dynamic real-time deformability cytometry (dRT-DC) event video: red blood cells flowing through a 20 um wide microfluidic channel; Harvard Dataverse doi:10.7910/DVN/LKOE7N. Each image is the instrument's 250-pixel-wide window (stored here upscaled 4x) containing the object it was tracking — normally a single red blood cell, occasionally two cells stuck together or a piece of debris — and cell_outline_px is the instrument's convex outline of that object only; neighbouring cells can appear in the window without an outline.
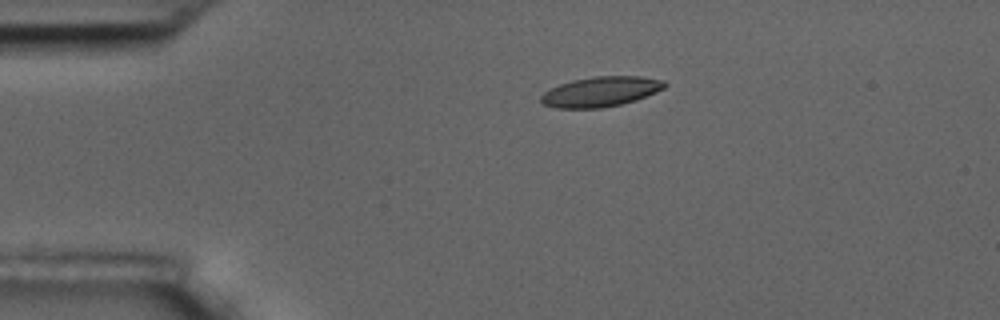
{"species": "common noctule bat (a hibernating species)", "species_latin": "Nyctalus noctula", "temperature_condition": "room temperature", "stored_images_in_passage": 47, "camera_frame_rate_fps": 3000, "um_per_image_px": 0.085, "animal": {"sex": "male", "body_mass_g": 17.5, "forearm_length_mm": 52.3}, "frame": {"image": 1, "passage_image": 1, "time_ms": 0.0, "image_size_px": [1000, 320], "cell_outline_px": [[668, 84], [664, 88], [656, 92], [636, 100], [620, 104], [600, 108], [556, 108], [544, 104], [540, 100], [540, 96], [544, 92], [560, 84], [572, 80], [596, 76], [640, 76], [664, 80]], "centroid_in_image_um": [51.08, 7.78], "position_along_channel_um": 33.9, "area_um2": 21.56}}
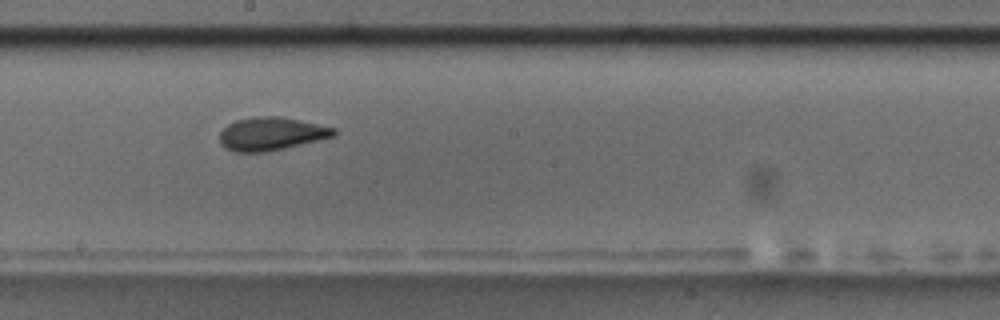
{"frame": {"image": 2, "passage_image": 21, "time_ms": 6.667, "image_size_px": [1000, 320], "cell_outline_px": [[336, 132], [332, 136], [284, 148], [264, 152], [232, 152], [224, 148], [220, 144], [220, 132], [228, 124], [236, 120], [252, 116], [280, 116], [336, 128]], "centroid_in_image_um": [22.98, 11.37], "position_along_channel_um": 225.2, "area_um2": 21.91}}
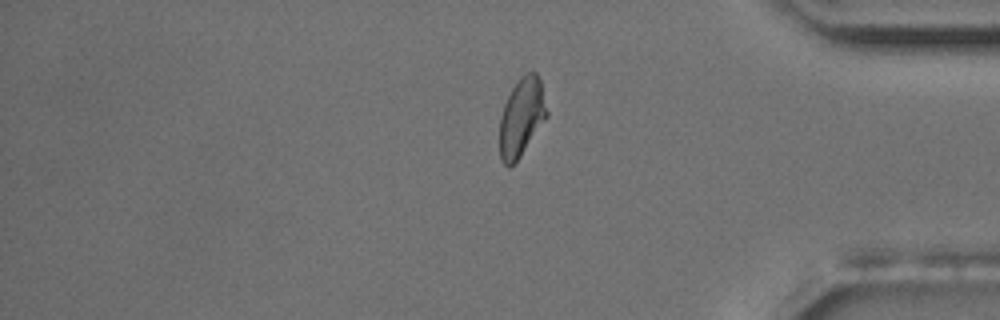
{"frame": {"image": 3, "passage_image": 37, "time_ms": 12.0, "image_size_px": [1000, 320], "cell_outline_px": [[548, 116], [520, 156], [508, 168], [500, 160], [500, 116], [504, 104], [512, 88], [520, 76], [528, 72], [536, 72], [540, 80], [548, 112]], "centroid_in_image_um": [44.33, 9.95], "position_along_channel_um": 390.9, "area_um2": 21.39}, "authors_computed_cell_mechanics": {"area_um2": 21.9062, "velocity_mm_per_s": 3.5098, "shape_relaxation_time_tau1_ms": 4.7403, "shape_relaxation_time_tau2_ms": 2.3328, "deformation_change_tau1": 0.1556, "deformation_change_tau2": 0.0609}}